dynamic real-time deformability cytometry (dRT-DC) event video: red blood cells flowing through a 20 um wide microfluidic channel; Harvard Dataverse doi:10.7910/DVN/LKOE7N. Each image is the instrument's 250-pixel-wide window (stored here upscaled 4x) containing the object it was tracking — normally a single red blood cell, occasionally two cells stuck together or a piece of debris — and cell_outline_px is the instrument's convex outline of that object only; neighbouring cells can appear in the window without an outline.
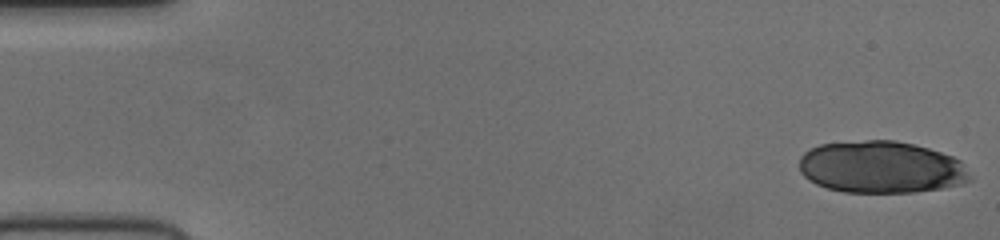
{"species": "human", "species_latin": "Homo sapiens", "temperature_condition": "cold", "stored_images_in_passage": 52, "camera_frame_rate_fps": 3000, "um_per_image_px": 0.085, "donor": {"sex": "female"}, "frame": {"image": 1, "passage_image": 1, "time_ms": 0.0, "image_size_px": [1000, 240], "cell_outline_px": [[972, 180], [960, 184], [940, 188], [912, 192], [844, 192], [828, 188], [816, 184], [808, 180], [800, 172], [800, 156], [804, 152], [820, 144], [868, 140], [896, 140], [928, 148], [952, 156], [960, 160], [972, 176]], "centroid_in_image_um": [74.89, 14.21], "position_along_channel_um": 10.1, "area_um2": 51.73}}
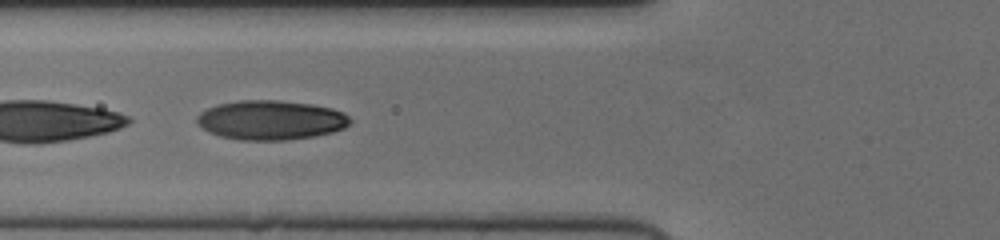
{"frame": {"image": 2, "passage_image": 20, "time_ms": 6.333, "image_size_px": [1000, 240], "cell_outline_px": [[352, 120], [344, 128], [332, 132], [316, 136], [288, 140], [240, 140], [220, 136], [208, 132], [196, 124], [196, 116], [200, 112], [208, 108], [220, 104], [240, 100], [280, 100], [312, 104], [332, 108], [344, 112]], "centroid_in_image_um": [23.01, 10.21], "position_along_channel_um": 102.8, "area_um2": 35.43}}
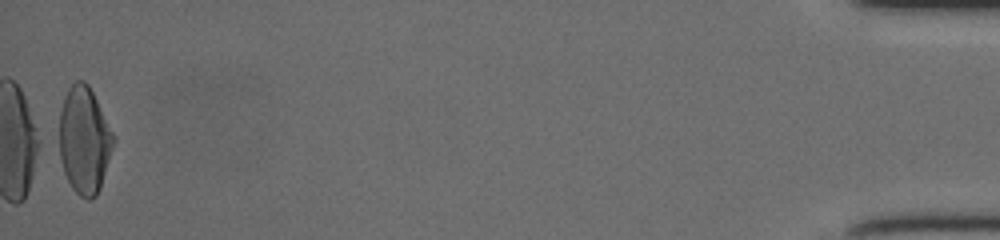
{"frame": {"image": 3, "passage_image": 52, "time_ms": 17.0, "image_size_px": [1000, 240], "cell_outline_px": [[116, 140], [100, 188], [96, 196], [88, 200], [80, 196], [72, 188], [64, 172], [60, 156], [60, 112], [64, 96], [68, 88], [76, 80], [84, 80], [88, 84]], "centroid_in_image_um": [7.17, 11.93], "position_along_channel_um": 428.0, "area_um2": 33.47}}